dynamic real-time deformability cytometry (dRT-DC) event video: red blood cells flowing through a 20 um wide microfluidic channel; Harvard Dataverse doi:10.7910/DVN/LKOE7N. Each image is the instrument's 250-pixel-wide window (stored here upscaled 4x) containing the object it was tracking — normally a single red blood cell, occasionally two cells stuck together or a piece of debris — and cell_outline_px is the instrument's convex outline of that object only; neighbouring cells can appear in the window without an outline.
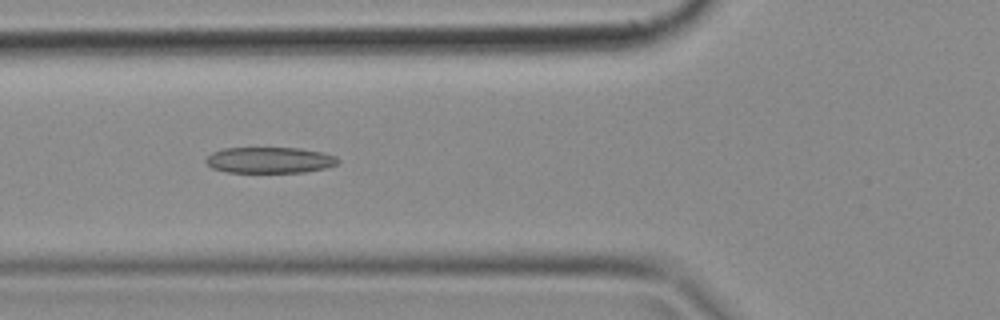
{"species": "common noctule bat (a hibernating species)", "species_latin": "Nyctalus noctula", "temperature_condition": "cold", "stored_images_in_passage": 49, "camera_frame_rate_fps": 3000, "um_per_image_px": 0.085, "animal": {"sex": "female", "body_mass_g": 18.4}, "frame": {"image": 1, "passage_image": 18, "time_ms": 5.667, "image_size_px": [1000, 320], "cell_outline_px": [[340, 160], [336, 164], [324, 168], [304, 172], [224, 172], [212, 168], [204, 160], [212, 152], [224, 148], [300, 148], [324, 152], [336, 156]], "centroid_in_image_um": [22.91, 13.6], "position_along_channel_um": 102.9, "area_um2": 20.06}}
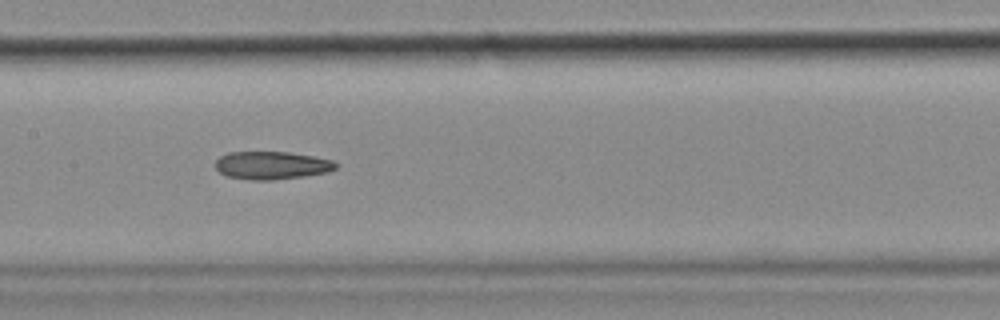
{"frame": {"image": 2, "passage_image": 24, "time_ms": 7.667, "image_size_px": [1000, 320], "cell_outline_px": [[336, 168], [328, 172], [304, 176], [272, 180], [248, 180], [228, 176], [220, 172], [216, 168], [216, 160], [220, 156], [228, 152], [288, 152], [312, 156], [332, 160], [336, 164]], "centroid_in_image_um": [23.08, 14.06], "position_along_channel_um": 184.3, "area_um2": 19.48}}
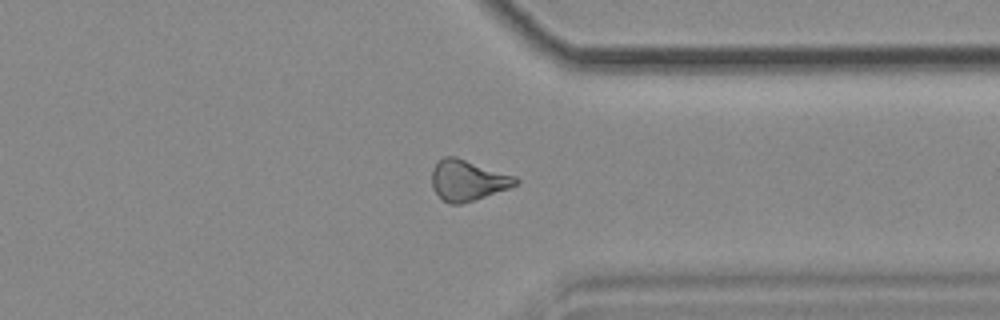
{"frame": {"image": 3, "passage_image": 38, "time_ms": 12.333, "image_size_px": [1000, 320], "cell_outline_px": [[520, 180], [516, 184], [508, 188], [460, 204], [448, 204], [432, 188], [432, 172], [436, 160], [444, 156], [456, 156], [516, 176]], "centroid_in_image_um": [39.73, 15.29], "position_along_channel_um": 371.7, "area_um2": 19.77}}